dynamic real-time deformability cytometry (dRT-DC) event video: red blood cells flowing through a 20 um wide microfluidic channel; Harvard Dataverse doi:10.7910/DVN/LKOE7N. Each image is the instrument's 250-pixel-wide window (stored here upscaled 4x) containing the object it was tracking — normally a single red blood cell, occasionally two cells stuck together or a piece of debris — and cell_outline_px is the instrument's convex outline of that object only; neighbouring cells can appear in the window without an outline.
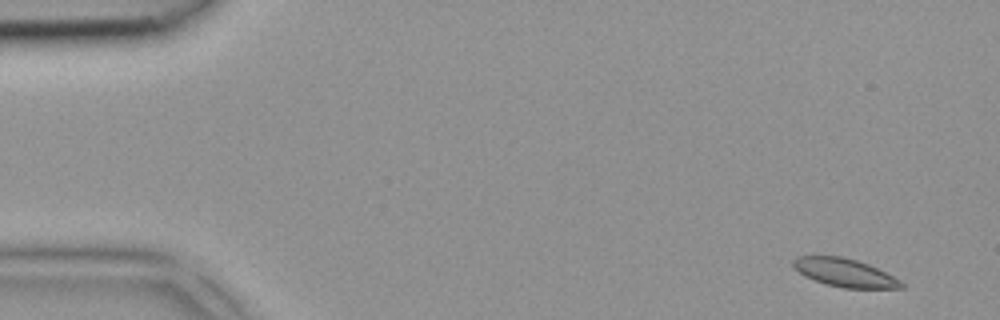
{"species": "common noctule bat (a hibernating species)", "species_latin": "Nyctalus noctula", "temperature_condition": "room temperature", "stored_images_in_passage": 5, "segment_of_instrument_passage": [1, 2], "camera_frame_rate_fps": 3000, "um_per_image_px": 0.085, "animal": {"sex": "female", "body_mass_g": 18.4}, "frame": {"image": 1, "passage_image": 1, "time_ms": 0.0, "image_size_px": [1000, 320], "cell_outline_px": [[904, 288], [844, 288], [828, 284], [804, 276], [792, 264], [792, 260], [796, 256], [844, 256], [868, 264], [900, 280], [904, 284]], "centroid_in_image_um": [71.79, 23.17], "position_along_channel_um": 13.2, "area_um2": 17.51}}